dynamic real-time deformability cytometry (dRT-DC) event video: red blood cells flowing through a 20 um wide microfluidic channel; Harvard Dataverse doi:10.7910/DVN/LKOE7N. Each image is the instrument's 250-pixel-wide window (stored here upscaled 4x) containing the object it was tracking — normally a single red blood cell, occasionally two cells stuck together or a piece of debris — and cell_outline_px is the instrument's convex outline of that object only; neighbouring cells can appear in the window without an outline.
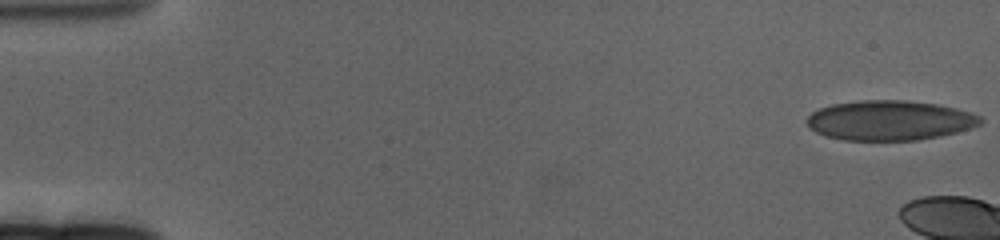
{"species": "human", "species_latin": "Homo sapiens", "temperature_condition": "cold", "stored_images_in_passage": 8, "camera_frame_rate_fps": 3000, "um_per_image_px": 0.085, "donor": {"sex": "female"}, "frame": {"image": 1, "passage_image": 1, "time_ms": 0.0, "image_size_px": [1000, 240], "cell_outline_px": [[984, 120], [980, 124], [956, 132], [920, 140], [844, 140], [828, 136], [816, 132], [808, 124], [808, 116], [812, 112], [820, 108], [832, 104], [860, 100], [904, 100], [936, 104], [956, 108], [980, 116]], "centroid_in_image_um": [75.63, 10.23], "position_along_channel_um": 9.4, "area_um2": 39.94}}